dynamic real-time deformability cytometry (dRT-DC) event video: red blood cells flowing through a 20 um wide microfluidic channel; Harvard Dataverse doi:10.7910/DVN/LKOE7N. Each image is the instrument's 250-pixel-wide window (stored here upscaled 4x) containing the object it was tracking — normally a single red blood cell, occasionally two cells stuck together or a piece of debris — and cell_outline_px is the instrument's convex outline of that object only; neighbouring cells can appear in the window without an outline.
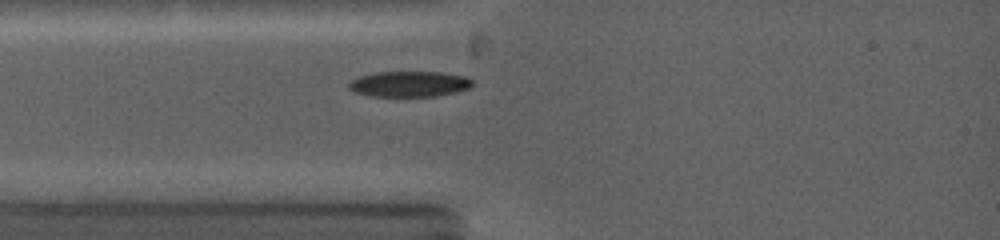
{"species": "common noctule bat (a hibernating species)", "species_latin": "Nyctalus noctula", "temperature_condition": "warm", "stored_images_in_passage": 59, "camera_frame_rate_fps": 5000, "um_per_image_px": 0.085, "animal": {"sex": "female", "body_mass_g": 19.0, "forearm_length_mm": 53.3}, "frame": {"image": 1, "passage_image": 14, "time_ms": 2.4, "image_size_px": [1000, 240], "cell_outline_px": [[472, 84], [468, 88], [456, 92], [436, 96], [368, 96], [356, 92], [348, 88], [348, 84], [356, 76], [376, 72], [440, 72], [468, 76], [472, 80]], "centroid_in_image_um": [34.77, 7.13], "position_along_channel_um": 50.2, "area_um2": 18.55}}
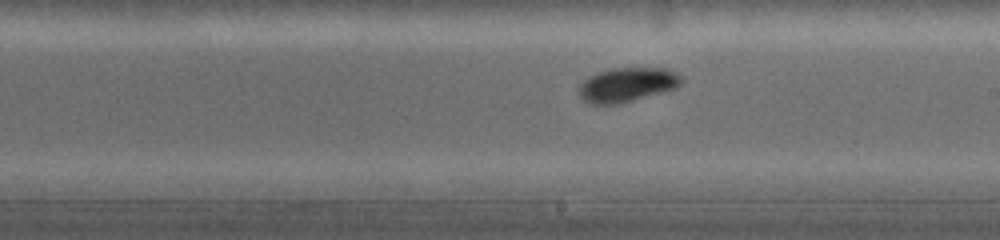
{"frame": {"image": 2, "passage_image": 38, "time_ms": 6.8, "image_size_px": [1000, 240], "cell_outline_px": [[684, 80], [676, 88], [632, 100], [616, 104], [588, 104], [580, 96], [576, 88], [588, 76], [596, 72], [612, 68], [664, 68], [676, 72]], "centroid_in_image_um": [53.26, 7.19], "position_along_channel_um": 235.7, "area_um2": 20.52}}
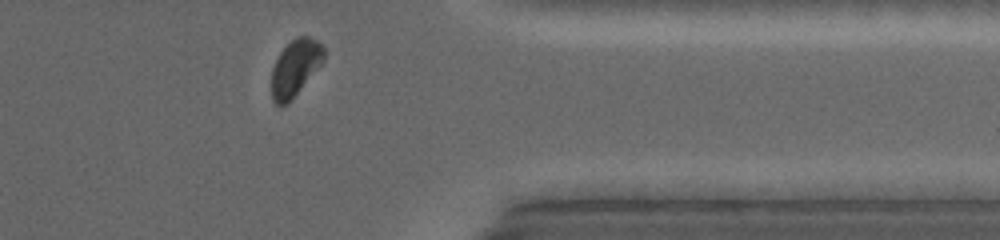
{"frame": {"image": 3, "passage_image": 57, "time_ms": 10.6, "image_size_px": [1000, 240], "cell_outline_px": [[324, 60], [288, 104], [280, 108], [272, 100], [272, 68], [280, 52], [296, 36], [308, 36], [316, 40], [324, 48]], "centroid_in_image_um": [25.08, 5.79], "position_along_channel_um": 386.3, "area_um2": 17.05}, "authors_computed_cell_mechanics": {"area_um2": 19.2474, "velocity_mm_per_s": 4.2112, "shape_relaxation_time_tau1_ms": 1.5886, "shape_relaxation_time_tau2_ms": 2.9028, "deformation_change_tau1": 0.1306, "deformation_change_tau2": 0.048}}